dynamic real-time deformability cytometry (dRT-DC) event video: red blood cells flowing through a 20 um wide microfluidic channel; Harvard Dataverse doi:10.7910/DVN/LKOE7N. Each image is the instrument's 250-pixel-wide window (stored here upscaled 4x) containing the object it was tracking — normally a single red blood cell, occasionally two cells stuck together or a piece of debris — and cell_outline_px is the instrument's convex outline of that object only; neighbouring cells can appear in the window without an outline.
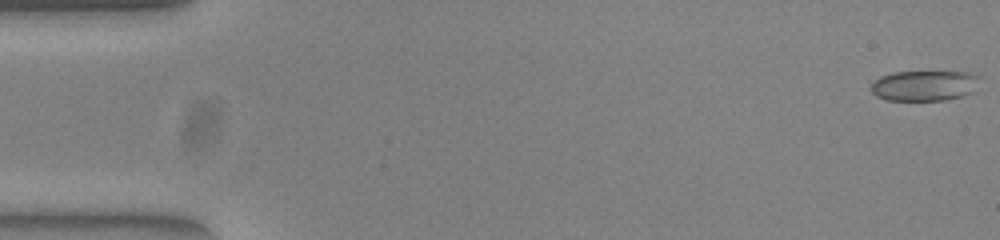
{"species": "common noctule bat (a hibernating species)", "species_latin": "Nyctalus noctula", "temperature_condition": "warm", "stored_images_in_passage": 9, "camera_frame_rate_fps": 3000, "um_per_image_px": 0.085, "animal": {"sex": "female", "body_mass_g": 23.0, "forearm_length_mm": 53.4}, "frame": {"image": 1, "passage_image": 1, "time_ms": 0.0, "image_size_px": [1000, 240], "cell_outline_px": [[976, 92], [964, 96], [944, 100], [888, 100], [876, 96], [872, 92], [872, 84], [880, 76], [892, 72], [968, 72], [976, 76]], "centroid_in_image_um": [78.57, 7.29], "position_along_channel_um": 6.4, "area_um2": 19.13}}